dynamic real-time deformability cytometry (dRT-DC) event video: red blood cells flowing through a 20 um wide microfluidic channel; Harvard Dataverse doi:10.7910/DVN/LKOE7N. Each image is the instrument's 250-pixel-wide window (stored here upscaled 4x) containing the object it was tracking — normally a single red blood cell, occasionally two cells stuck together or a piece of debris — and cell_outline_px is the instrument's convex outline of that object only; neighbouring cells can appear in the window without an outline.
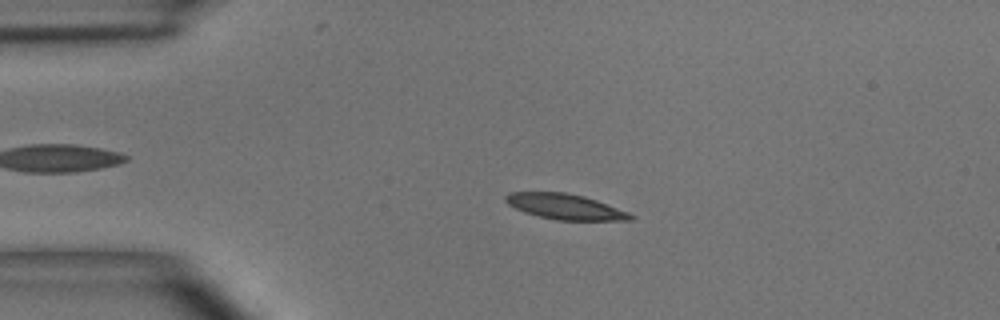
{"species": "common noctule bat (a hibernating species)", "species_latin": "Nyctalus noctula", "temperature_condition": "room temperature", "stored_images_in_passage": 4, "camera_frame_rate_fps": 3000, "um_per_image_px": 0.085, "animal": {"sex": "male", "body_mass_g": 15.6}, "frame": {"image": 1, "passage_image": 4, "time_ms": 3.667, "image_size_px": [1000, 320], "cell_outline_px": [[636, 216], [632, 220], [556, 220], [524, 212], [508, 204], [504, 200], [504, 196], [508, 192], [564, 192], [584, 196], [596, 200], [628, 212]], "centroid_in_image_um": [48.02, 17.56], "position_along_channel_um": 37.0, "area_um2": 18.44}}